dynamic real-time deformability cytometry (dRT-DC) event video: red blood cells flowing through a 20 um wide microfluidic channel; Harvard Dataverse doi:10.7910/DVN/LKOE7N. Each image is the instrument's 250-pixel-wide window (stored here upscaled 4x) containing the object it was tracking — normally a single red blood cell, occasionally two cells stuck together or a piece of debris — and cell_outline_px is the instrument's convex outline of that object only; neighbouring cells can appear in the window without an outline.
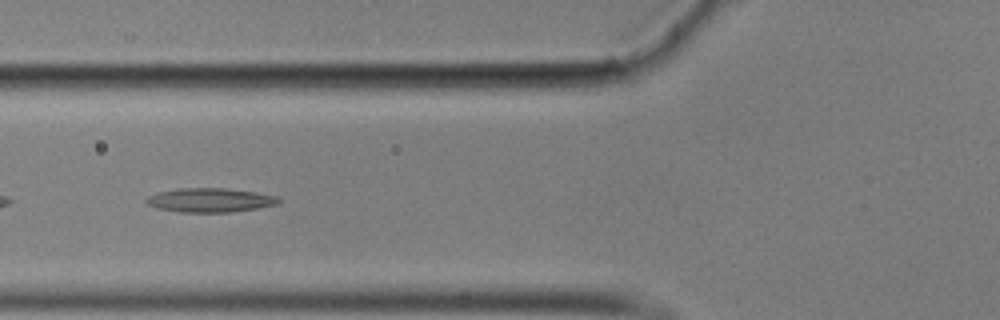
{"species": "common noctule bat (a hibernating species)", "species_latin": "Nyctalus noctula", "temperature_condition": "cold", "stored_images_in_passage": 41, "segment_of_instrument_passage": [1, 2], "camera_frame_rate_fps": 3000, "um_per_image_px": 0.085, "animal": {"sex": "male", "body_mass_g": 17.9}, "frame": {"image": 1, "passage_image": 5, "time_ms": 1.333, "image_size_px": [1000, 320], "cell_outline_px": [[280, 204], [232, 212], [180, 212], [156, 208], [148, 204], [144, 200], [148, 196], [160, 192], [180, 188], [224, 188], [256, 192], [276, 196], [280, 200]], "centroid_in_image_um": [17.86, 17.01], "position_along_channel_um": 107.9, "area_um2": 18.5}}
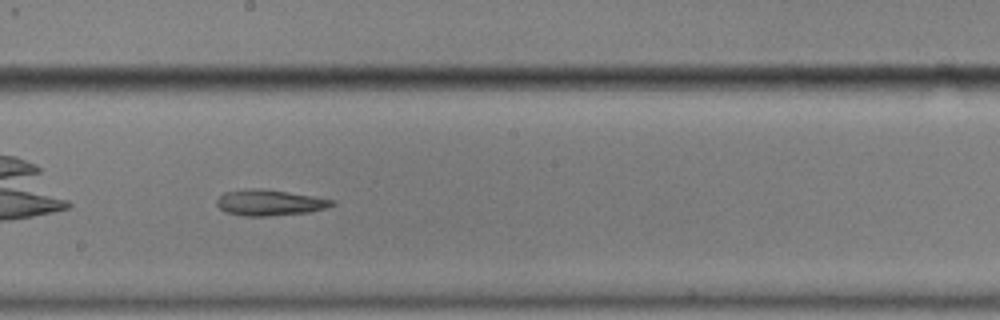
{"frame": {"image": 2, "passage_image": 15, "time_ms": 4.667, "image_size_px": [1000, 320], "cell_outline_px": [[336, 204], [328, 208], [308, 212], [268, 216], [244, 216], [224, 212], [216, 204], [216, 200], [224, 192], [244, 188], [264, 188], [312, 196], [332, 200]], "centroid_in_image_um": [22.87, 17.22], "position_along_channel_um": 225.3, "area_um2": 17.51}}
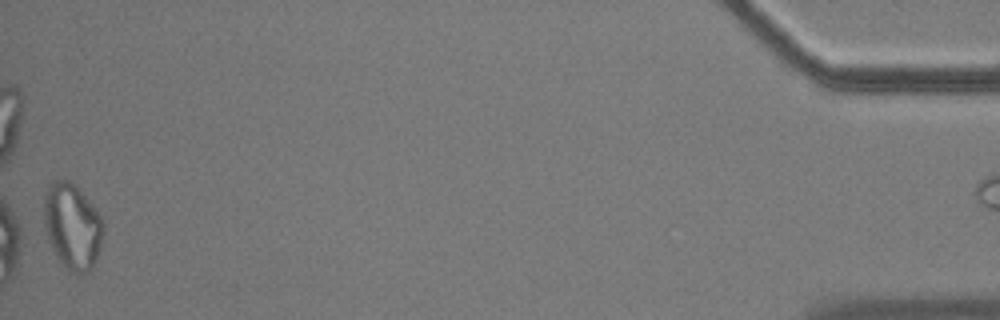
{"frame": {"image": 3, "passage_image": 40, "time_ms": 13.0, "image_size_px": [1000, 320], "cell_outline_px": [[104, 232], [100, 248], [96, 260], [92, 268], [88, 272], [80, 276], [76, 276], [64, 268], [60, 264], [48, 240], [44, 228], [44, 192], [48, 184], [56, 180], [68, 180], [96, 208], [104, 220]], "centroid_in_image_um": [6.15, 19.3], "position_along_channel_um": 429.1, "area_um2": 30.23}}